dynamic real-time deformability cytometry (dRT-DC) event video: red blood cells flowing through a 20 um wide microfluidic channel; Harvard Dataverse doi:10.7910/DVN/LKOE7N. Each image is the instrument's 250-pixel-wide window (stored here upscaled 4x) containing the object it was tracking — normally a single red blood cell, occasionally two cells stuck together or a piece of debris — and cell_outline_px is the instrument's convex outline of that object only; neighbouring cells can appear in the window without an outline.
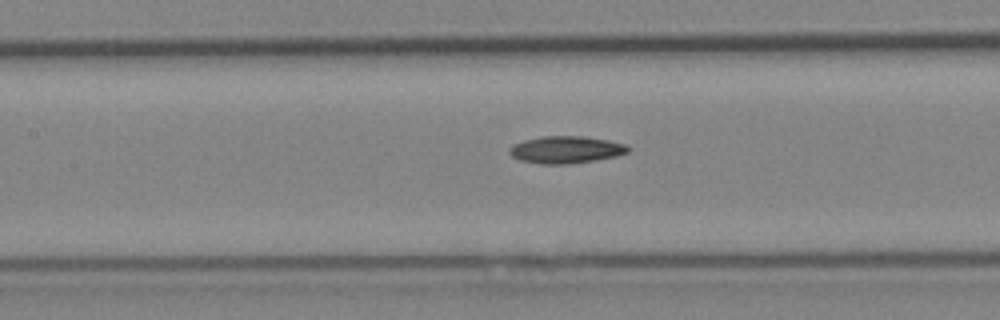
{"species": "Egyptian fruit bat (a non-hibernating species)", "species_latin": "Rousettus aegyptiacus", "temperature_condition": "cold", "stored_images_in_passage": 7, "camera_frame_rate_fps": 3000, "um_per_image_px": 0.085, "animal": {"sex": "female"}, "frame": {"image": 1, "passage_image": 7, "time_ms": 7.0, "image_size_px": [1000, 320], "cell_outline_px": [[632, 148], [628, 152], [616, 156], [596, 160], [568, 164], [540, 164], [520, 160], [512, 156], [508, 152], [508, 148], [512, 144], [524, 140], [544, 136], [584, 136], [608, 140], [624, 144]], "centroid_in_image_um": [48.09, 12.72], "position_along_channel_um": 159.3, "area_um2": 18.9}}